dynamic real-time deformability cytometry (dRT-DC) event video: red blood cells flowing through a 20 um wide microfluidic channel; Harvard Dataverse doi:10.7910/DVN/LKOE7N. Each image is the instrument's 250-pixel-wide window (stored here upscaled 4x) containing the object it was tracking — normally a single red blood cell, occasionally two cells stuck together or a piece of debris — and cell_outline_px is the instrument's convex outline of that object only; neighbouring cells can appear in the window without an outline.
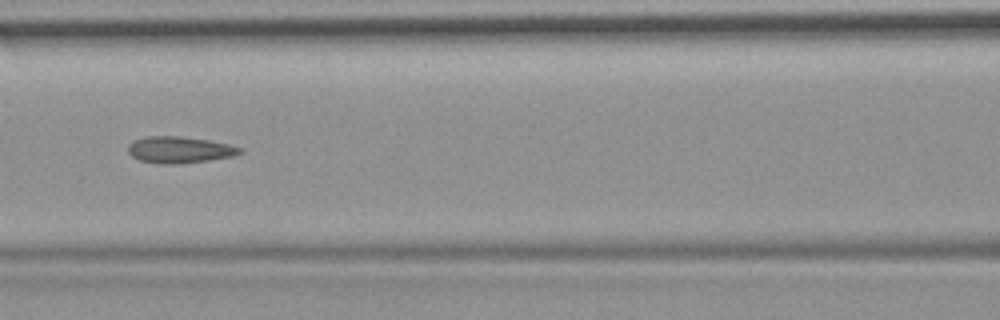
{"species": "common noctule bat (a hibernating species)", "species_latin": "Nyctalus noctula", "temperature_condition": "room temperature", "stored_images_in_passage": 16, "camera_frame_rate_fps": 3000, "um_per_image_px": 0.085, "animal": {"sex": "female", "body_mass_g": 19.9}, "frame": {"image": 1, "passage_image": 7, "time_ms": 2.0, "image_size_px": [1000, 320], "cell_outline_px": [[244, 152], [232, 156], [208, 160], [176, 164], [160, 164], [140, 160], [132, 156], [128, 152], [128, 144], [136, 140], [148, 136], [180, 136], [208, 140], [228, 144], [244, 148]], "centroid_in_image_um": [15.28, 12.73], "position_along_channel_um": 151.3, "area_um2": 17.22}}
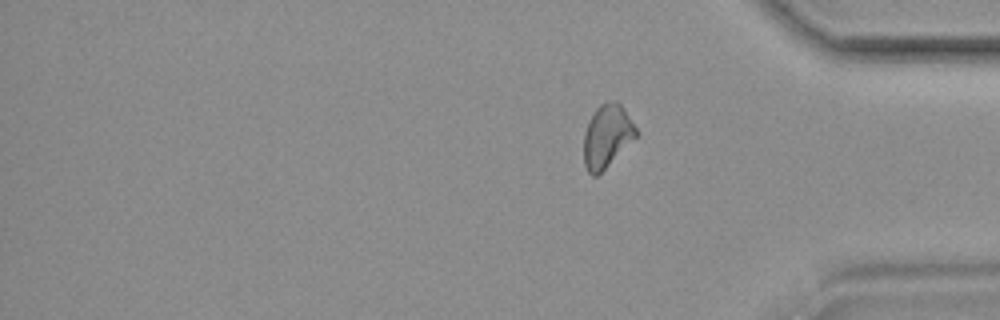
{"frame": {"image": 2, "passage_image": 16, "time_ms": 5.0, "image_size_px": [1000, 320], "cell_outline_px": [[636, 136], [596, 176], [592, 176], [588, 172], [584, 164], [584, 132], [588, 120], [596, 108], [600, 104], [612, 100], [616, 100], [624, 108], [636, 128]], "centroid_in_image_um": [51.55, 11.53], "position_along_channel_um": 383.6, "area_um2": 18.79}}